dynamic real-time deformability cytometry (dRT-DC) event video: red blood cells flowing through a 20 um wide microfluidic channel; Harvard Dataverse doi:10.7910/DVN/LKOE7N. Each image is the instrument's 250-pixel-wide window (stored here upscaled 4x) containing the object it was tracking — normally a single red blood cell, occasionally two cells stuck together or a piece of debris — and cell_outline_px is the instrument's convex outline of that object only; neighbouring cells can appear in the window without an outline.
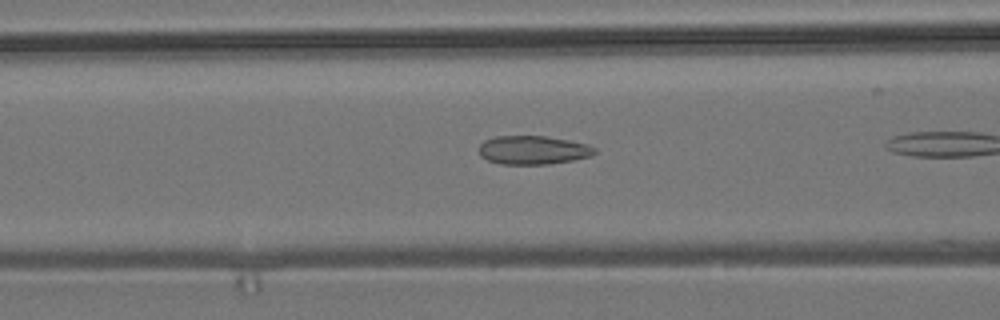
{"species": "common noctule bat (a hibernating species)", "species_latin": "Nyctalus noctula", "temperature_condition": "room temperature", "stored_images_in_passage": 8, "camera_frame_rate_fps": 3000, "um_per_image_px": 0.085, "animal": {"sex": "male", "body_mass_g": 19.2, "forearm_length_mm": 51.8}, "frame": {"image": 1, "passage_image": 6, "time_ms": 1.667, "image_size_px": [1000, 320], "cell_outline_px": [[596, 152], [592, 156], [572, 160], [548, 164], [500, 164], [488, 160], [480, 156], [480, 144], [484, 140], [496, 136], [544, 136], [568, 140], [588, 144], [596, 148]], "centroid_in_image_um": [45.32, 12.75], "position_along_channel_um": 121.3, "area_um2": 19.31}}